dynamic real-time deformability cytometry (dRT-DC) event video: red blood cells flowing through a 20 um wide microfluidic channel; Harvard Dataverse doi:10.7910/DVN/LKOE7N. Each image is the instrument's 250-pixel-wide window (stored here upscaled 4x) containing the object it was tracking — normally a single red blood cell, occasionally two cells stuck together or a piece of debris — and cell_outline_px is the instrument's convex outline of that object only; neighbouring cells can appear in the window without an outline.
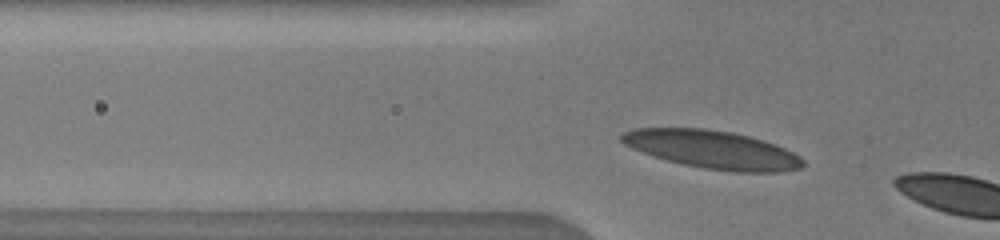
{"species": "human", "species_latin": "Homo sapiens", "temperature_condition": "warm", "stored_images_in_passage": 3, "camera_frame_rate_fps": 3000, "um_per_image_px": 0.085, "donor": {"sex": "male"}, "frame": {"image": 1, "passage_image": 2, "time_ms": 0.333, "image_size_px": [1000, 240], "cell_outline_px": [[804, 164], [800, 168], [780, 172], [736, 172], [704, 168], [684, 164], [652, 156], [632, 148], [624, 144], [620, 140], [620, 136], [624, 132], [636, 128], [704, 128], [732, 132], [764, 140], [776, 144], [800, 156], [804, 160]], "centroid_in_image_um": [60.57, 12.71], "position_along_channel_um": 65.2, "area_um2": 40.17}}